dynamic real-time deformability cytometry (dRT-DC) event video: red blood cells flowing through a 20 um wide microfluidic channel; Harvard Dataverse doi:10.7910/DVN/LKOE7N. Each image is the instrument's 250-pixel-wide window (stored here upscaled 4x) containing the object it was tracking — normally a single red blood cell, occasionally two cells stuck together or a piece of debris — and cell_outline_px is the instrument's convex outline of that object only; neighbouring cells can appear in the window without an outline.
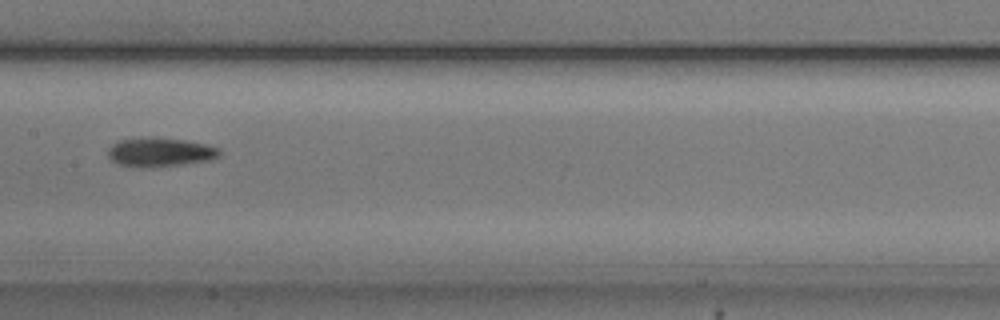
{"species": "common noctule bat (a hibernating species)", "species_latin": "Nyctalus noctula", "temperature_condition": "cold", "stored_images_in_passage": 39, "camera_frame_rate_fps": 3000, "um_per_image_px": 0.085, "animal": {"sex": "male", "body_mass_g": 20.5, "forearm_length_mm": 52.5}, "frame": {"image": 1, "passage_image": 12, "time_ms": 3.667, "image_size_px": [1000, 320], "cell_outline_px": [[220, 156], [212, 160], [184, 164], [148, 168], [132, 168], [120, 164], [112, 160], [108, 156], [108, 148], [112, 144], [120, 140], [140, 136], [156, 136], [184, 140], [208, 144], [220, 148]], "centroid_in_image_um": [13.6, 12.92], "position_along_channel_um": 193.8, "area_um2": 19.54}}
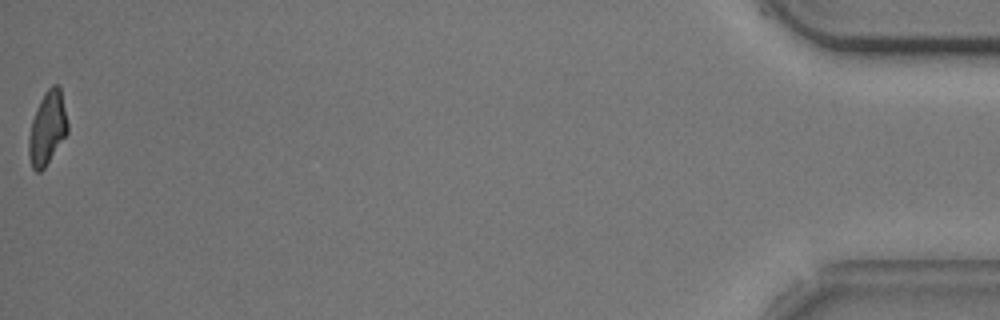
{"frame": {"image": 2, "passage_image": 39, "time_ms": 12.667, "image_size_px": [1000, 320], "cell_outline_px": [[68, 132], [44, 168], [40, 172], [36, 172], [32, 168], [28, 152], [28, 140], [32, 120], [40, 100], [44, 92], [52, 84], [56, 84], [60, 88], [68, 124]], "centroid_in_image_um": [4.02, 10.89], "position_along_channel_um": 431.2, "area_um2": 16.42}, "authors_computed_cell_mechanics": {"area_um2": 17.6868, "velocity_mm_per_s": 3.7344, "shape_relaxation_time_tau1_ms": 2.4089, "shape_relaxation_time_tau2_ms": null, "deformation_change_tau1": 0.1211, "deformation_change_tau2": null}}